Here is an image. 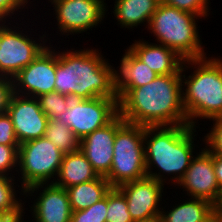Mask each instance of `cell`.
Returning a JSON list of instances; mask_svg holds the SVG:
<instances>
[{"instance_id":"obj_35","label":"cell","mask_w":222,"mask_h":222,"mask_svg":"<svg viewBox=\"0 0 222 222\" xmlns=\"http://www.w3.org/2000/svg\"><path fill=\"white\" fill-rule=\"evenodd\" d=\"M213 166L217 182L222 189V156L213 154Z\"/></svg>"},{"instance_id":"obj_26","label":"cell","mask_w":222,"mask_h":222,"mask_svg":"<svg viewBox=\"0 0 222 222\" xmlns=\"http://www.w3.org/2000/svg\"><path fill=\"white\" fill-rule=\"evenodd\" d=\"M71 99L70 96L56 91L37 97L40 108L48 119H58L59 115L68 108Z\"/></svg>"},{"instance_id":"obj_6","label":"cell","mask_w":222,"mask_h":222,"mask_svg":"<svg viewBox=\"0 0 222 222\" xmlns=\"http://www.w3.org/2000/svg\"><path fill=\"white\" fill-rule=\"evenodd\" d=\"M147 177L144 154V126L116 116V135L111 170L105 177L111 187Z\"/></svg>"},{"instance_id":"obj_21","label":"cell","mask_w":222,"mask_h":222,"mask_svg":"<svg viewBox=\"0 0 222 222\" xmlns=\"http://www.w3.org/2000/svg\"><path fill=\"white\" fill-rule=\"evenodd\" d=\"M160 212L161 222H213L214 205L207 200L191 197L172 210Z\"/></svg>"},{"instance_id":"obj_37","label":"cell","mask_w":222,"mask_h":222,"mask_svg":"<svg viewBox=\"0 0 222 222\" xmlns=\"http://www.w3.org/2000/svg\"><path fill=\"white\" fill-rule=\"evenodd\" d=\"M143 222H161L159 218H156V219H153V220H150V221H143Z\"/></svg>"},{"instance_id":"obj_10","label":"cell","mask_w":222,"mask_h":222,"mask_svg":"<svg viewBox=\"0 0 222 222\" xmlns=\"http://www.w3.org/2000/svg\"><path fill=\"white\" fill-rule=\"evenodd\" d=\"M55 9L61 35L80 34L96 28L107 12L105 0H49ZM70 33V34H69Z\"/></svg>"},{"instance_id":"obj_29","label":"cell","mask_w":222,"mask_h":222,"mask_svg":"<svg viewBox=\"0 0 222 222\" xmlns=\"http://www.w3.org/2000/svg\"><path fill=\"white\" fill-rule=\"evenodd\" d=\"M18 156L19 146L0 144V174L15 177L14 175L16 174H12V171L14 170L17 172L18 170Z\"/></svg>"},{"instance_id":"obj_4","label":"cell","mask_w":222,"mask_h":222,"mask_svg":"<svg viewBox=\"0 0 222 222\" xmlns=\"http://www.w3.org/2000/svg\"><path fill=\"white\" fill-rule=\"evenodd\" d=\"M187 68L195 70L191 71L186 78L184 71L186 73ZM181 81L183 104L190 126L197 127L198 119L222 118V59L220 56L184 60L181 66Z\"/></svg>"},{"instance_id":"obj_24","label":"cell","mask_w":222,"mask_h":222,"mask_svg":"<svg viewBox=\"0 0 222 222\" xmlns=\"http://www.w3.org/2000/svg\"><path fill=\"white\" fill-rule=\"evenodd\" d=\"M14 178L0 174V213L24 211L22 199L16 197L19 191L14 187L17 184Z\"/></svg>"},{"instance_id":"obj_30","label":"cell","mask_w":222,"mask_h":222,"mask_svg":"<svg viewBox=\"0 0 222 222\" xmlns=\"http://www.w3.org/2000/svg\"><path fill=\"white\" fill-rule=\"evenodd\" d=\"M213 120V127L203 137L205 148L212 154L222 156V118Z\"/></svg>"},{"instance_id":"obj_3","label":"cell","mask_w":222,"mask_h":222,"mask_svg":"<svg viewBox=\"0 0 222 222\" xmlns=\"http://www.w3.org/2000/svg\"><path fill=\"white\" fill-rule=\"evenodd\" d=\"M196 128L198 127L189 124L144 127L147 177L165 184L168 181L167 176L173 175L174 177L169 176V181L176 186L184 177L194 153H197L194 152ZM153 166L158 169L156 172L153 171Z\"/></svg>"},{"instance_id":"obj_28","label":"cell","mask_w":222,"mask_h":222,"mask_svg":"<svg viewBox=\"0 0 222 222\" xmlns=\"http://www.w3.org/2000/svg\"><path fill=\"white\" fill-rule=\"evenodd\" d=\"M161 2L199 17L207 18L210 15V0H161Z\"/></svg>"},{"instance_id":"obj_32","label":"cell","mask_w":222,"mask_h":222,"mask_svg":"<svg viewBox=\"0 0 222 222\" xmlns=\"http://www.w3.org/2000/svg\"><path fill=\"white\" fill-rule=\"evenodd\" d=\"M28 3L31 4L28 0H0V21H10L9 19H11L14 14H17L16 12H18L19 9H28V7H25L29 5Z\"/></svg>"},{"instance_id":"obj_14","label":"cell","mask_w":222,"mask_h":222,"mask_svg":"<svg viewBox=\"0 0 222 222\" xmlns=\"http://www.w3.org/2000/svg\"><path fill=\"white\" fill-rule=\"evenodd\" d=\"M7 114L11 118L19 144L45 136L49 119L41 110L37 98L14 93Z\"/></svg>"},{"instance_id":"obj_15","label":"cell","mask_w":222,"mask_h":222,"mask_svg":"<svg viewBox=\"0 0 222 222\" xmlns=\"http://www.w3.org/2000/svg\"><path fill=\"white\" fill-rule=\"evenodd\" d=\"M39 189H42V192ZM38 191L39 196L29 210L33 211L31 214L34 222H70L72 209L65 188L54 183L37 184L26 189L24 195L32 197L37 195Z\"/></svg>"},{"instance_id":"obj_23","label":"cell","mask_w":222,"mask_h":222,"mask_svg":"<svg viewBox=\"0 0 222 222\" xmlns=\"http://www.w3.org/2000/svg\"><path fill=\"white\" fill-rule=\"evenodd\" d=\"M45 137L64 154L80 149V139L68 126L58 119L48 120Z\"/></svg>"},{"instance_id":"obj_17","label":"cell","mask_w":222,"mask_h":222,"mask_svg":"<svg viewBox=\"0 0 222 222\" xmlns=\"http://www.w3.org/2000/svg\"><path fill=\"white\" fill-rule=\"evenodd\" d=\"M118 70L111 66L112 87L117 96L125 89H133L148 84L158 74L140 60L128 47L120 60Z\"/></svg>"},{"instance_id":"obj_2","label":"cell","mask_w":222,"mask_h":222,"mask_svg":"<svg viewBox=\"0 0 222 222\" xmlns=\"http://www.w3.org/2000/svg\"><path fill=\"white\" fill-rule=\"evenodd\" d=\"M73 50L56 51L55 91L72 99H118L112 87L111 64L101 51Z\"/></svg>"},{"instance_id":"obj_7","label":"cell","mask_w":222,"mask_h":222,"mask_svg":"<svg viewBox=\"0 0 222 222\" xmlns=\"http://www.w3.org/2000/svg\"><path fill=\"white\" fill-rule=\"evenodd\" d=\"M63 157L64 153L45 136L20 144L17 172L22 182L16 186L22 189V195L31 186L54 183Z\"/></svg>"},{"instance_id":"obj_16","label":"cell","mask_w":222,"mask_h":222,"mask_svg":"<svg viewBox=\"0 0 222 222\" xmlns=\"http://www.w3.org/2000/svg\"><path fill=\"white\" fill-rule=\"evenodd\" d=\"M115 135L116 117L80 140V150L98 176L106 177L111 170Z\"/></svg>"},{"instance_id":"obj_9","label":"cell","mask_w":222,"mask_h":222,"mask_svg":"<svg viewBox=\"0 0 222 222\" xmlns=\"http://www.w3.org/2000/svg\"><path fill=\"white\" fill-rule=\"evenodd\" d=\"M118 102L119 99L107 97L71 99L68 108L59 115L58 120L81 140L110 123L119 114Z\"/></svg>"},{"instance_id":"obj_11","label":"cell","mask_w":222,"mask_h":222,"mask_svg":"<svg viewBox=\"0 0 222 222\" xmlns=\"http://www.w3.org/2000/svg\"><path fill=\"white\" fill-rule=\"evenodd\" d=\"M50 46L13 78L15 94L37 98L55 92L56 49Z\"/></svg>"},{"instance_id":"obj_12","label":"cell","mask_w":222,"mask_h":222,"mask_svg":"<svg viewBox=\"0 0 222 222\" xmlns=\"http://www.w3.org/2000/svg\"><path fill=\"white\" fill-rule=\"evenodd\" d=\"M187 191L188 197L204 199L213 205L222 199L213 166V154L205 147L191 159L184 177L176 185Z\"/></svg>"},{"instance_id":"obj_8","label":"cell","mask_w":222,"mask_h":222,"mask_svg":"<svg viewBox=\"0 0 222 222\" xmlns=\"http://www.w3.org/2000/svg\"><path fill=\"white\" fill-rule=\"evenodd\" d=\"M11 22L0 21V76L13 79L23 68L27 67L47 46L46 33L37 41L30 35L22 33L21 28ZM7 23V25H5ZM8 24L10 26H8ZM10 27V28H9ZM16 29V30H15ZM18 29V30H17ZM32 38V39H31ZM43 40V41H42ZM42 42V43H41Z\"/></svg>"},{"instance_id":"obj_25","label":"cell","mask_w":222,"mask_h":222,"mask_svg":"<svg viewBox=\"0 0 222 222\" xmlns=\"http://www.w3.org/2000/svg\"><path fill=\"white\" fill-rule=\"evenodd\" d=\"M107 206L106 222H134L128 212L126 198L117 187L107 192Z\"/></svg>"},{"instance_id":"obj_22","label":"cell","mask_w":222,"mask_h":222,"mask_svg":"<svg viewBox=\"0 0 222 222\" xmlns=\"http://www.w3.org/2000/svg\"><path fill=\"white\" fill-rule=\"evenodd\" d=\"M111 188L110 183L103 176L66 188L72 212L91 207L103 199Z\"/></svg>"},{"instance_id":"obj_27","label":"cell","mask_w":222,"mask_h":222,"mask_svg":"<svg viewBox=\"0 0 222 222\" xmlns=\"http://www.w3.org/2000/svg\"><path fill=\"white\" fill-rule=\"evenodd\" d=\"M107 194L100 201L84 210L72 212L70 222H106Z\"/></svg>"},{"instance_id":"obj_18","label":"cell","mask_w":222,"mask_h":222,"mask_svg":"<svg viewBox=\"0 0 222 222\" xmlns=\"http://www.w3.org/2000/svg\"><path fill=\"white\" fill-rule=\"evenodd\" d=\"M129 49L158 75L181 74L184 59L174 50L146 40H135Z\"/></svg>"},{"instance_id":"obj_1","label":"cell","mask_w":222,"mask_h":222,"mask_svg":"<svg viewBox=\"0 0 222 222\" xmlns=\"http://www.w3.org/2000/svg\"><path fill=\"white\" fill-rule=\"evenodd\" d=\"M182 89L181 74L158 75L118 95L119 115L144 127L187 125Z\"/></svg>"},{"instance_id":"obj_20","label":"cell","mask_w":222,"mask_h":222,"mask_svg":"<svg viewBox=\"0 0 222 222\" xmlns=\"http://www.w3.org/2000/svg\"><path fill=\"white\" fill-rule=\"evenodd\" d=\"M161 0H115L112 11L121 28H134L147 24Z\"/></svg>"},{"instance_id":"obj_13","label":"cell","mask_w":222,"mask_h":222,"mask_svg":"<svg viewBox=\"0 0 222 222\" xmlns=\"http://www.w3.org/2000/svg\"><path fill=\"white\" fill-rule=\"evenodd\" d=\"M126 198L128 212L134 222L159 218L164 184L145 177L117 187Z\"/></svg>"},{"instance_id":"obj_34","label":"cell","mask_w":222,"mask_h":222,"mask_svg":"<svg viewBox=\"0 0 222 222\" xmlns=\"http://www.w3.org/2000/svg\"><path fill=\"white\" fill-rule=\"evenodd\" d=\"M23 213L25 214V212L0 213V222H26Z\"/></svg>"},{"instance_id":"obj_5","label":"cell","mask_w":222,"mask_h":222,"mask_svg":"<svg viewBox=\"0 0 222 222\" xmlns=\"http://www.w3.org/2000/svg\"><path fill=\"white\" fill-rule=\"evenodd\" d=\"M199 18L202 17L160 2L147 29L157 43L174 50L184 60L200 59L207 55L196 23Z\"/></svg>"},{"instance_id":"obj_36","label":"cell","mask_w":222,"mask_h":222,"mask_svg":"<svg viewBox=\"0 0 222 222\" xmlns=\"http://www.w3.org/2000/svg\"><path fill=\"white\" fill-rule=\"evenodd\" d=\"M213 222H222V199L214 204Z\"/></svg>"},{"instance_id":"obj_31","label":"cell","mask_w":222,"mask_h":222,"mask_svg":"<svg viewBox=\"0 0 222 222\" xmlns=\"http://www.w3.org/2000/svg\"><path fill=\"white\" fill-rule=\"evenodd\" d=\"M0 144L7 146H20L14 132V126L7 113L0 115Z\"/></svg>"},{"instance_id":"obj_33","label":"cell","mask_w":222,"mask_h":222,"mask_svg":"<svg viewBox=\"0 0 222 222\" xmlns=\"http://www.w3.org/2000/svg\"><path fill=\"white\" fill-rule=\"evenodd\" d=\"M14 94L13 79L0 76V115L7 113L10 100Z\"/></svg>"},{"instance_id":"obj_19","label":"cell","mask_w":222,"mask_h":222,"mask_svg":"<svg viewBox=\"0 0 222 222\" xmlns=\"http://www.w3.org/2000/svg\"><path fill=\"white\" fill-rule=\"evenodd\" d=\"M97 177L98 174L92 168L91 163L79 149L78 151L64 154L54 184L66 189L77 184L92 181Z\"/></svg>"}]
</instances>
